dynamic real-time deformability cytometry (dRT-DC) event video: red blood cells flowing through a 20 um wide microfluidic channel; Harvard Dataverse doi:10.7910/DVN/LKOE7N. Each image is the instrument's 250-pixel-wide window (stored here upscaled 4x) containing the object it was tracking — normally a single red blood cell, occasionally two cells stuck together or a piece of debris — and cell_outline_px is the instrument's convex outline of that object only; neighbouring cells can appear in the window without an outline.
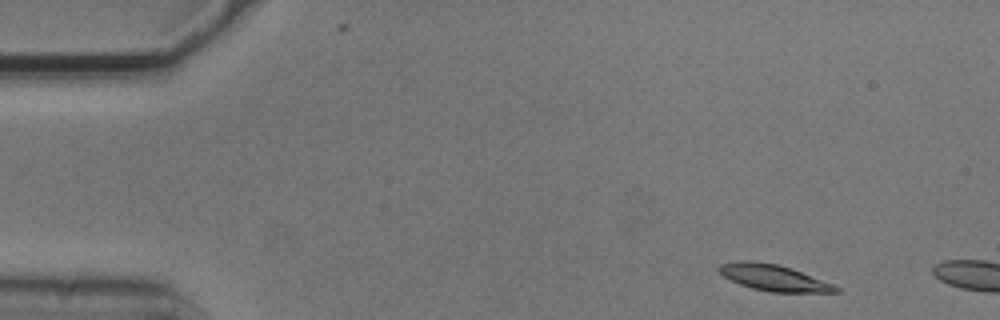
{"species": "common noctule bat (a hibernating species)", "species_latin": "Nyctalus noctula", "temperature_condition": "cold", "stored_images_in_passage": 2, "camera_frame_rate_fps": 3000, "um_per_image_px": 0.085, "animal": {"sex": "male", "body_mass_g": 20.5, "forearm_length_mm": 52.5}, "frame": {"image": 1, "passage_image": 1, "time_ms": 0.0, "image_size_px": [1000, 320], "cell_outline_px": [[840, 292], [772, 292], [752, 288], [740, 284], [724, 276], [716, 268], [720, 264], [740, 260], [752, 260], [776, 264], [792, 268], [832, 284], [840, 288]], "centroid_in_image_um": [65.74, 23.59], "position_along_channel_um": 19.3, "area_um2": 17.69}}